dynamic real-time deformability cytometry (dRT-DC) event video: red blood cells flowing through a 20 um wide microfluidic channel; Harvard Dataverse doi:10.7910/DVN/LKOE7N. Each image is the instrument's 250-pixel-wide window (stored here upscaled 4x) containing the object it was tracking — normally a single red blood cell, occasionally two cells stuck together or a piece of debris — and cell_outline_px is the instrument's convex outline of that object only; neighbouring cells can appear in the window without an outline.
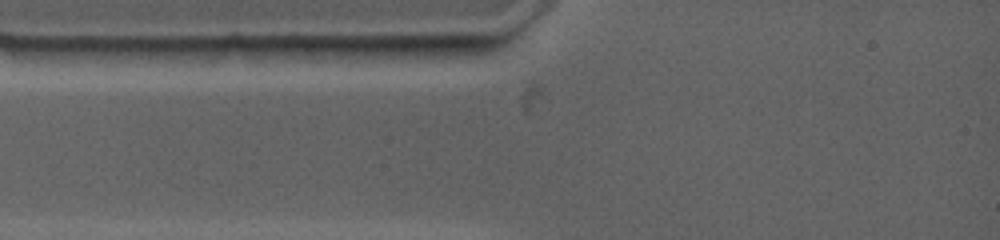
{"species": "common noctule bat (a hibernating species)", "species_latin": "Nyctalus noctula", "temperature_condition": "warm", "stored_images_in_passage": 3, "camera_frame_rate_fps": 4500, "um_per_image_px": 0.085, "animal": {"sex": "female", "body_mass_g": 19.0, "forearm_length_mm": 53.3}, "frame": {"image": 1, "passage_image": 2, "time_ms": 0.444, "image_size_px": [1000, 240], "cell_outline_px": [[484, 52], [440, 60], [388, 56], [360, 48], [384, 44], [484, 44]], "centroid_in_image_um": [36.3, 4.29], "position_along_channel_um": 48.7, "area_um2": 10.35}}